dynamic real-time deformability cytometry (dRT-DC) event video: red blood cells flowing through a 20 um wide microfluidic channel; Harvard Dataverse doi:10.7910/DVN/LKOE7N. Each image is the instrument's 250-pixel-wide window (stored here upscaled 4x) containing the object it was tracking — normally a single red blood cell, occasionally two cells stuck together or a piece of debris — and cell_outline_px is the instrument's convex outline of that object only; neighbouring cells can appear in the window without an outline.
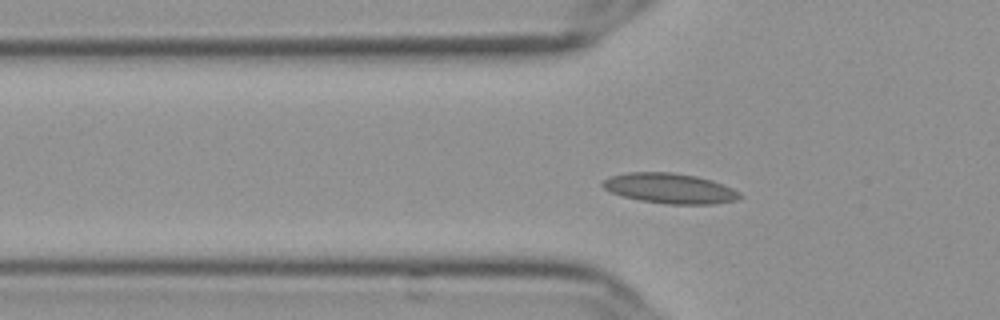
{"species": "Egyptian fruit bat (a non-hibernating species)", "species_latin": "Rousettus aegyptiacus", "temperature_condition": "cold", "stored_images_in_passage": 51, "camera_frame_rate_fps": 3000, "um_per_image_px": 0.085, "frame": {"image": 1, "passage_image": 13, "time_ms": 4.0, "image_size_px": [1000, 320], "cell_outline_px": [[744, 196], [736, 200], [712, 204], [668, 204], [640, 200], [624, 196], [612, 192], [604, 188], [600, 184], [604, 180], [612, 176], [628, 172], [672, 172], [696, 176], [712, 180], [732, 188], [740, 192]], "centroid_in_image_um": [56.97, 16.01], "position_along_channel_um": 68.8, "area_um2": 23.99}}
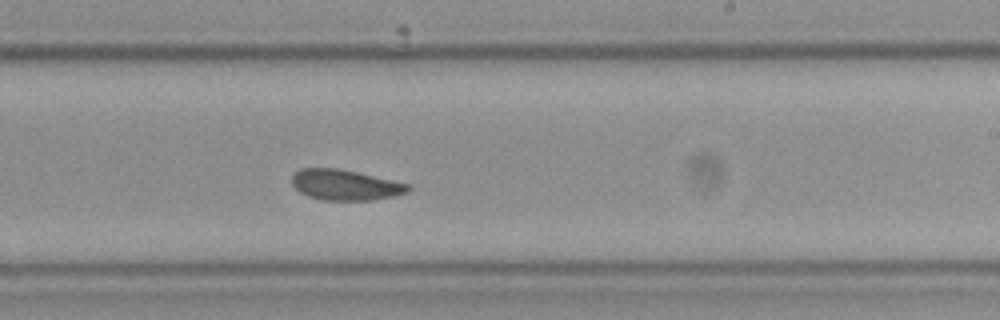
{"frame": {"image": 2, "passage_image": 29, "time_ms": 9.333, "image_size_px": [1000, 320], "cell_outline_px": [[412, 188], [408, 192], [396, 196], [372, 200], [320, 200], [308, 196], [300, 192], [292, 184], [292, 172], [300, 168], [336, 168], [356, 172], [408, 184]], "centroid_in_image_um": [29.31, 15.72], "position_along_channel_um": 259.7, "area_um2": 20.69}}
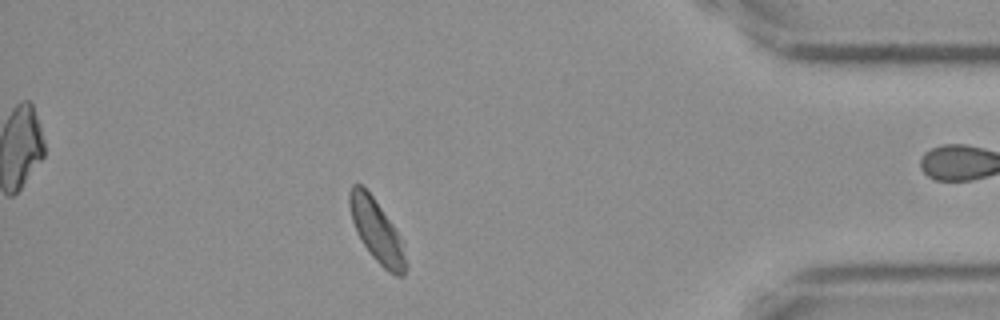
{"frame": {"image": 3, "passage_image": 44, "time_ms": 14.333, "image_size_px": [1000, 320], "cell_outline_px": [[408, 264], [404, 276], [396, 276], [388, 272], [372, 256], [356, 232], [352, 220], [348, 204], [348, 192], [352, 184], [360, 184], [372, 196], [404, 240]], "centroid_in_image_um": [32.06, 19.67], "position_along_channel_um": 403.1, "area_um2": 20.75}}